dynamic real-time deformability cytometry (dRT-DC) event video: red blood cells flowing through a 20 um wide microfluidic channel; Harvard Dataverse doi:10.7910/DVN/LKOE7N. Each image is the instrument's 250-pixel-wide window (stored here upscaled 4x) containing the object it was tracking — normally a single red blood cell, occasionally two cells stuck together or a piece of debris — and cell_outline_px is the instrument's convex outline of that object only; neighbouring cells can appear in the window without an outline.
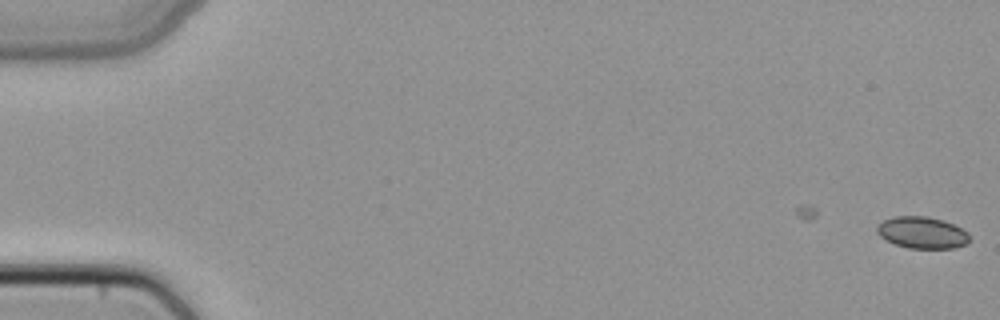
{"species": "common noctule bat (a hibernating species)", "species_latin": "Nyctalus noctula", "temperature_condition": "cold", "stored_images_in_passage": 2, "camera_frame_rate_fps": 3000, "um_per_image_px": 0.085, "animal": {"sex": "female", "body_mass_g": 22.7, "forearm_length_mm": 54.2}, "frame": {"image": 1, "passage_image": 2, "time_ms": 0.333, "image_size_px": [1000, 320], "cell_outline_px": [[968, 240], [964, 244], [956, 248], [908, 248], [896, 244], [880, 236], [876, 232], [876, 228], [884, 220], [896, 216], [928, 216], [944, 220], [968, 232]], "centroid_in_image_um": [78.37, 19.76], "position_along_channel_um": 6.6, "area_um2": 16.88}}